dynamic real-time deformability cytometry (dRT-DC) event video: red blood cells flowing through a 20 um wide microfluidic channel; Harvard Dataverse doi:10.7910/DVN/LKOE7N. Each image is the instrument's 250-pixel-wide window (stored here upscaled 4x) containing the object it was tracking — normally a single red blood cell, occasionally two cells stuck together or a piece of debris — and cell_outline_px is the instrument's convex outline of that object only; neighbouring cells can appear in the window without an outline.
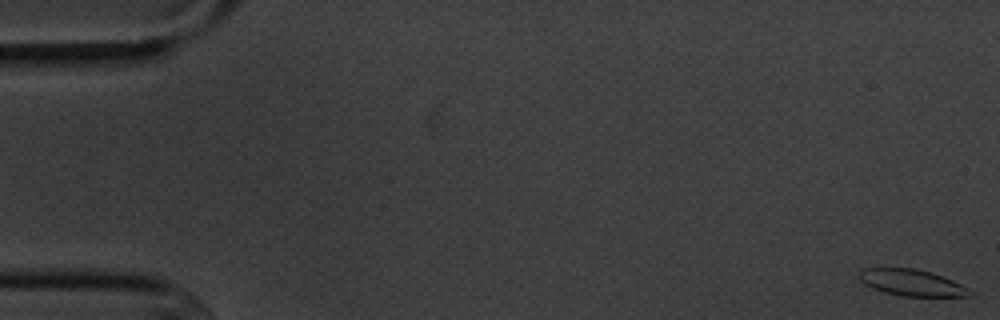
{"species": "common noctule bat (a hibernating species)", "species_latin": "Nyctalus noctula", "temperature_condition": "cold", "stored_images_in_passage": 15, "camera_frame_rate_fps": 3000, "um_per_image_px": 0.085, "animal": {"sex": "male", "body_mass_g": 20.1, "forearm_length_mm": 53.5}, "frame": {"image": 1, "passage_image": 1, "time_ms": 0.0, "image_size_px": [1000, 320], "cell_outline_px": [[972, 296], [900, 296], [884, 292], [872, 288], [864, 284], [856, 276], [856, 272], [860, 268], [916, 268], [944, 276], [968, 288]], "centroid_in_image_um": [77.41, 24.01], "position_along_channel_um": 7.6, "area_um2": 17.22}}
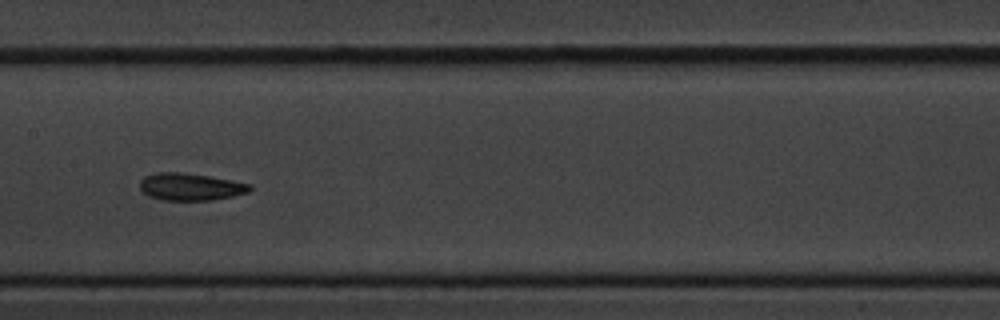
{"frame": {"image": 2, "passage_image": 8, "time_ms": 9.0, "image_size_px": [1000, 320], "cell_outline_px": [[252, 188], [248, 192], [232, 196], [212, 200], [160, 200], [148, 196], [140, 188], [140, 180], [144, 176], [156, 172], [184, 172], [232, 180], [252, 184]], "centroid_in_image_um": [16.17, 15.87], "position_along_channel_um": 191.2, "area_um2": 17.57}}
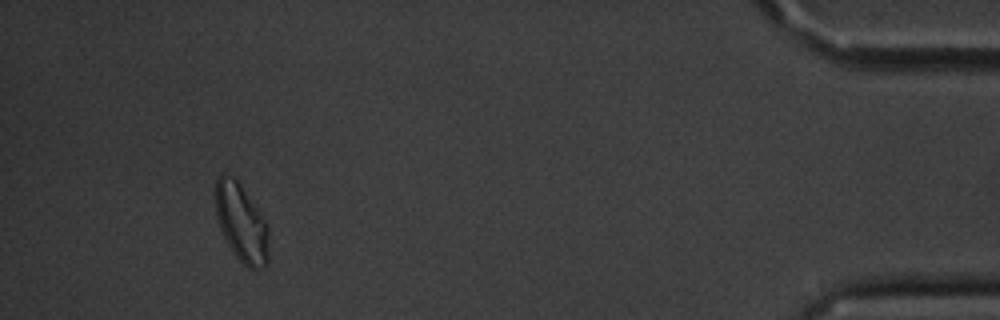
{"frame": {"image": 3, "passage_image": 14, "time_ms": 17.0, "image_size_px": [1000, 320], "cell_outline_px": [[268, 264], [264, 268], [252, 272], [232, 252], [220, 228], [216, 216], [216, 180], [220, 176], [224, 176], [236, 180], [240, 184], [264, 220], [268, 228]], "centroid_in_image_um": [20.54, 19.06], "position_along_channel_um": 414.7, "area_um2": 23.76}, "authors_computed_cell_mechanics": {"area_um2": 17.5712, "velocity_mm_per_s": 3.6047, "shape_relaxation_time_tau1_ms": 1.3794, "shape_relaxation_time_tau2_ms": 4.7026, "deformation_change_tau1": 0.089, "deformation_change_tau2": 0.1123}}